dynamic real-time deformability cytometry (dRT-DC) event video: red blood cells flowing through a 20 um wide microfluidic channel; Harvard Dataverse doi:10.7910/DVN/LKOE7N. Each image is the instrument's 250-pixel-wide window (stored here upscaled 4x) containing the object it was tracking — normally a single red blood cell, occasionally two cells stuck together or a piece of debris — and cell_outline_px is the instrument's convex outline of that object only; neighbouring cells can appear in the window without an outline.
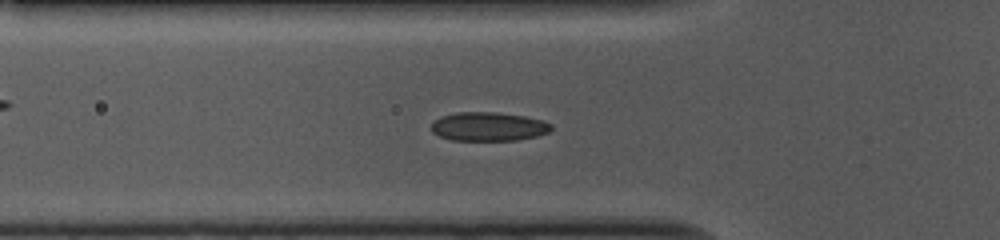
{"species": "common noctule bat (a hibernating species)", "species_latin": "Nyctalus noctula", "temperature_condition": "cold", "stored_images_in_passage": 50, "camera_frame_rate_fps": 3000, "um_per_image_px": 0.085, "animal": {"sex": "female", "body_mass_g": 10.0, "forearm_length_mm": 53.1}, "frame": {"image": 1, "passage_image": 13, "time_ms": 4.0, "image_size_px": [1000, 240], "cell_outline_px": [[552, 128], [548, 132], [536, 136], [516, 140], [452, 140], [440, 136], [432, 132], [432, 124], [440, 116], [456, 112], [496, 112], [524, 116], [544, 120], [552, 124]], "centroid_in_image_um": [41.53, 10.75], "position_along_channel_um": 84.3, "area_um2": 20.11}}
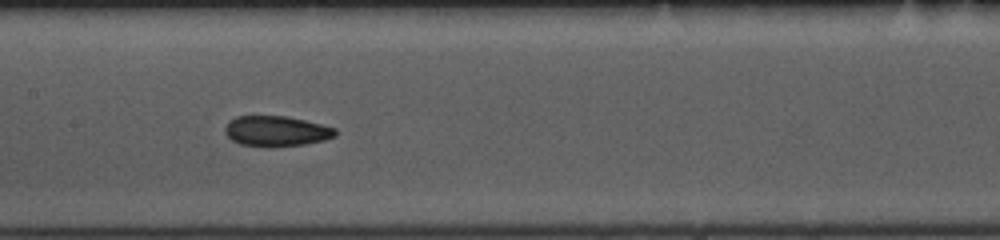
{"frame": {"image": 2, "passage_image": 21, "time_ms": 6.667, "image_size_px": [1000, 240], "cell_outline_px": [[336, 136], [324, 140], [304, 144], [272, 148], [268, 148], [240, 144], [232, 140], [224, 132], [224, 128], [228, 120], [236, 116], [284, 116], [304, 120], [336, 128]], "centroid_in_image_um": [23.45, 11.16], "position_along_channel_um": 184.0, "area_um2": 19.77}}
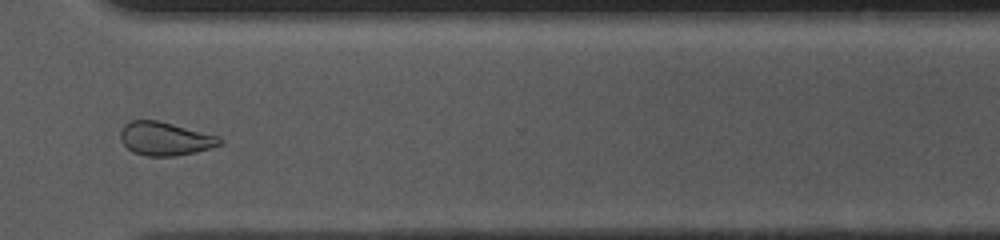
{"frame": {"image": 3, "passage_image": 35, "time_ms": 11.333, "image_size_px": [1000, 240], "cell_outline_px": [[224, 144], [196, 152], [176, 156], [148, 156], [132, 152], [120, 140], [120, 132], [124, 124], [132, 120], [156, 120], [220, 136], [224, 140]], "centroid_in_image_um": [14.06, 11.8], "position_along_channel_um": 356.5, "area_um2": 19.48}, "authors_computed_cell_mechanics": {"area_um2": 20.4612, "velocity_mm_per_s": 3.7081, "shape_relaxation_time_tau1_ms": 8.458, "shape_relaxation_time_tau2_ms": 3.9, "deformation_change_tau1": 0.143, "deformation_change_tau2": 0.0791}}